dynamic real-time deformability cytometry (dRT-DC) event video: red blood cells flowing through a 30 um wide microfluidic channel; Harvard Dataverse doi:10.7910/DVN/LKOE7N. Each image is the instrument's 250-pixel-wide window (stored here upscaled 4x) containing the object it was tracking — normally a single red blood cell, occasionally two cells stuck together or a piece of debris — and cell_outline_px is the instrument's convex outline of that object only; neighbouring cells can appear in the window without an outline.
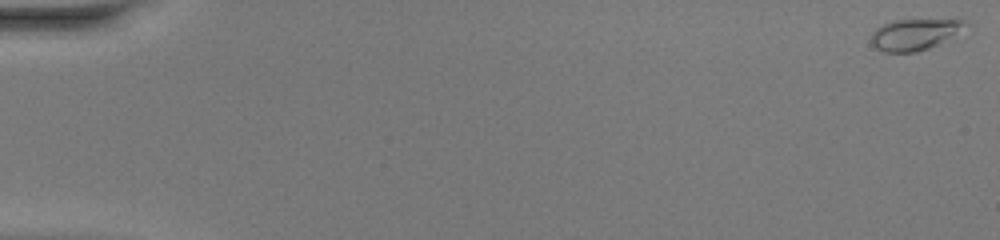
{"species": "common noctule bat (a hibernating species)", "species_latin": "Nyctalus noctula", "temperature_condition": "warm", "stored_images_in_passage": 50, "camera_frame_rate_fps": 3000, "um_per_image_px": 0.085, "animal": {"sex": "female", "body_mass_g": 20.0, "forearm_length_mm": 54.0}, "frame": {"image": 1, "passage_image": 1, "time_ms": 0.0, "image_size_px": [1000, 240], "cell_outline_px": [[972, 24], [936, 44], [928, 48], [916, 52], [884, 52], [876, 48], [872, 44], [872, 32], [880, 24], [892, 20], [964, 20]], "centroid_in_image_um": [77.7, 2.91], "position_along_channel_um": 7.3, "area_um2": 16.88}}
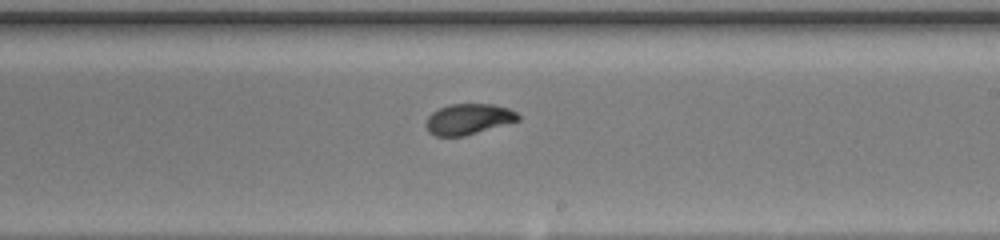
{"frame": {"image": 2, "passage_image": 31, "time_ms": 10.0, "image_size_px": [1000, 240], "cell_outline_px": [[520, 120], [464, 136], [436, 136], [428, 132], [424, 124], [428, 116], [432, 112], [448, 104], [492, 104], [508, 108], [516, 112], [520, 116]], "centroid_in_image_um": [39.79, 10.12], "position_along_channel_um": 249.2, "area_um2": 16.53}}
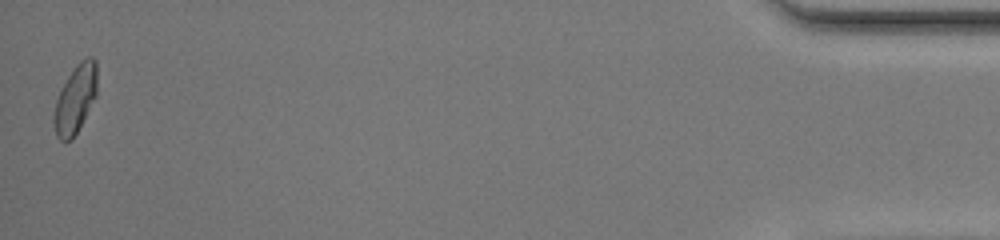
{"frame": {"image": 3, "passage_image": 50, "time_ms": 16.333, "image_size_px": [1000, 240], "cell_outline_px": [[96, 96], [72, 140], [60, 140], [56, 136], [52, 120], [56, 100], [60, 88], [76, 64], [80, 60], [88, 56], [92, 56], [96, 60]], "centroid_in_image_um": [6.38, 8.4], "position_along_channel_um": 428.8, "area_um2": 17.17}, "authors_computed_cell_mechanics": {"area_um2": 16.5886, "velocity_mm_per_s": 4.2124, "shape_relaxation_time_tau1_ms": 4.4446, "shape_relaxation_time_tau2_ms": 0.7798, "deformation_change_tau1": 0.1948, "deformation_change_tau2": 0.0476}}